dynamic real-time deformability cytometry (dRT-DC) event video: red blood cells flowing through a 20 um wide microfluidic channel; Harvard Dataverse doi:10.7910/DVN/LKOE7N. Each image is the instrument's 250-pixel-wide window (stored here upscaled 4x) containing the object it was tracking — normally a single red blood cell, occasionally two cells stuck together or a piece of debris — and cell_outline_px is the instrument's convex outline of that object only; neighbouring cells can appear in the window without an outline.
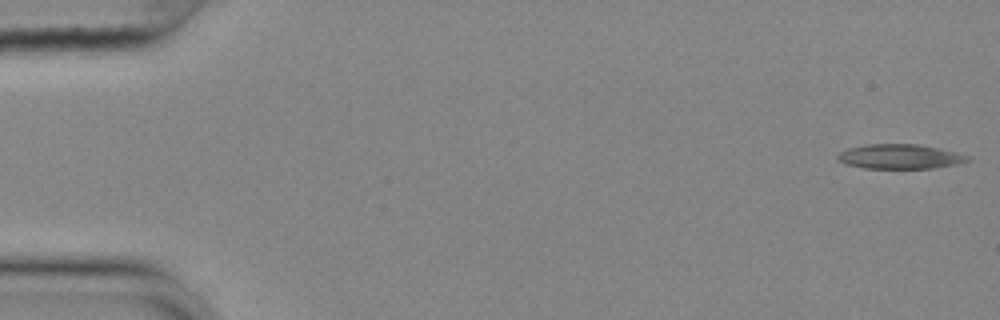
{"species": "common noctule bat (a hibernating species)", "species_latin": "Nyctalus noctula", "temperature_condition": "cold", "stored_images_in_passage": 55, "camera_frame_rate_fps": 3000, "um_per_image_px": 0.085, "animal": {"sex": "female", "body_mass_g": 25.1}, "frame": {"image": 1, "passage_image": 1, "time_ms": 0.0, "image_size_px": [1000, 320], "cell_outline_px": [[972, 160], [956, 164], [932, 168], [864, 168], [844, 164], [836, 160], [836, 156], [840, 152], [848, 148], [868, 144], [916, 144], [956, 152], [972, 156]], "centroid_in_image_um": [76.48, 13.31], "position_along_channel_um": 8.5, "area_um2": 18.67}}
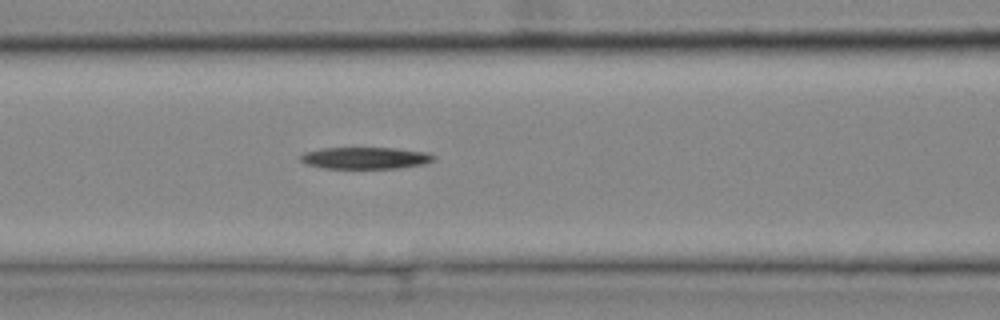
{"frame": {"image": 2, "passage_image": 23, "time_ms": 7.333, "image_size_px": [1000, 320], "cell_outline_px": [[436, 160], [424, 164], [396, 168], [324, 168], [308, 164], [300, 160], [300, 156], [304, 152], [324, 148], [396, 148], [428, 152], [436, 156]], "centroid_in_image_um": [31.11, 13.42], "position_along_channel_um": 135.5, "area_um2": 16.88}}
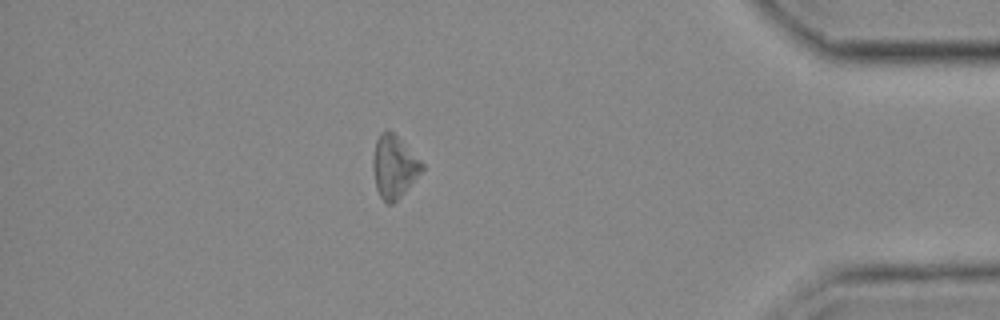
{"frame": {"image": 3, "passage_image": 48, "time_ms": 15.667, "image_size_px": [1000, 320], "cell_outline_px": [[424, 168], [404, 192], [392, 204], [388, 204], [380, 196], [376, 188], [372, 168], [372, 160], [376, 140], [380, 132], [384, 128], [388, 128], [424, 164]], "centroid_in_image_um": [33.45, 14.14], "position_along_channel_um": 401.7, "area_um2": 17.63}, "authors_computed_cell_mechanics": {"area_um2": 18.207, "velocity_mm_per_s": 3.654, "shape_relaxation_time_tau1_ms": null, "shape_relaxation_time_tau2_ms": 3.9995, "deformation_change_tau1": null, "deformation_change_tau2": 0.1241}}